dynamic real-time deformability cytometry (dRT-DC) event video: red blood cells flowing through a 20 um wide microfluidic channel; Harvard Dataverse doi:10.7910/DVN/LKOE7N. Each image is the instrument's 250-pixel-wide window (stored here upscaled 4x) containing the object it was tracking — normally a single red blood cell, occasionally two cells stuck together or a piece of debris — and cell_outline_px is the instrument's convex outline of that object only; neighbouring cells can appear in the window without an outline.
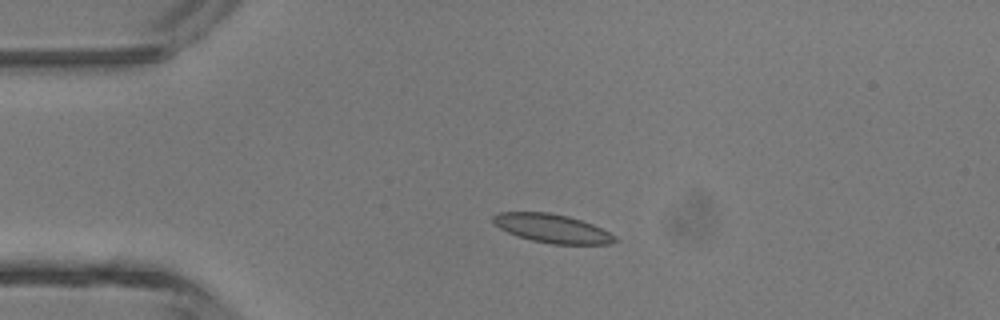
{"species": "common noctule bat (a hibernating species)", "species_latin": "Nyctalus noctula", "temperature_condition": "room temperature", "stored_images_in_passage": 3, "camera_frame_rate_fps": 3000, "um_per_image_px": 0.085, "animal": {"sex": "male", "body_mass_g": 13.3}, "frame": {"image": 1, "passage_image": 3, "time_ms": 2.667, "image_size_px": [1000, 320], "cell_outline_px": [[620, 240], [608, 244], [552, 244], [532, 240], [516, 236], [492, 224], [492, 216], [500, 212], [548, 212], [568, 216], [592, 224], [616, 236]], "centroid_in_image_um": [46.91, 19.42], "position_along_channel_um": 38.1, "area_um2": 20.35}}